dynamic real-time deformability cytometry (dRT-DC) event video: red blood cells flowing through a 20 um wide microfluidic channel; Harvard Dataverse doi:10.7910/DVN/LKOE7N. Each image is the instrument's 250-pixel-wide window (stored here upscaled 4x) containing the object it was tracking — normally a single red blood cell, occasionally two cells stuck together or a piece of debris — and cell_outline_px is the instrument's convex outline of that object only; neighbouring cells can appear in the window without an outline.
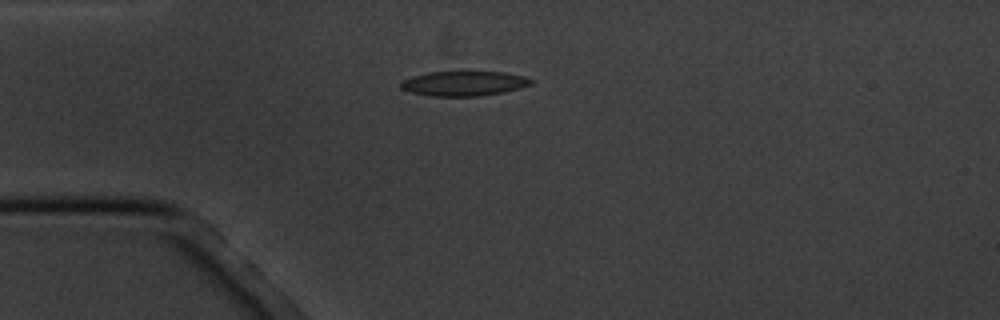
{"species": "common noctule bat (a hibernating species)", "species_latin": "Nyctalus noctula", "temperature_condition": "cold", "stored_images_in_passage": 13, "camera_frame_rate_fps": 3000, "um_per_image_px": 0.085, "animal": {"sex": "male", "body_mass_g": 20.1, "forearm_length_mm": 53.5}, "frame": {"image": 1, "passage_image": 1, "time_ms": 0.0, "image_size_px": [1000, 320], "cell_outline_px": [[532, 84], [504, 92], [476, 96], [432, 96], [412, 92], [400, 88], [400, 80], [412, 76], [428, 72], [504, 72], [524, 76], [532, 80]], "centroid_in_image_um": [39.39, 7.09], "position_along_channel_um": 45.6, "area_um2": 18.67}}
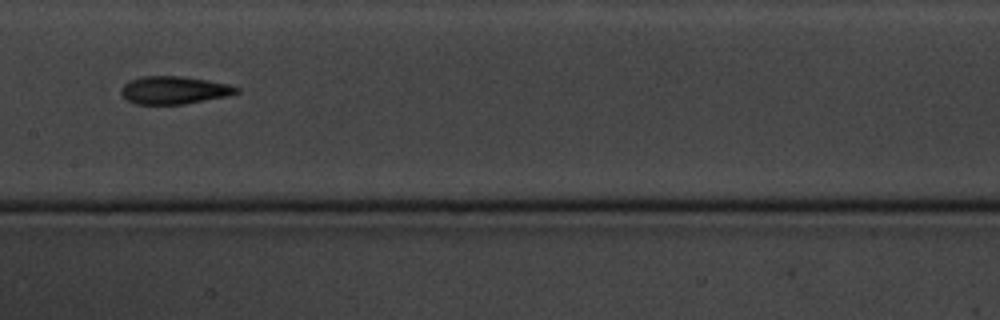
{"frame": {"image": 2, "passage_image": 5, "time_ms": 4.667, "image_size_px": [1000, 320], "cell_outline_px": [[240, 92], [228, 96], [184, 104], [132, 104], [120, 92], [120, 88], [128, 80], [140, 76], [180, 76], [228, 84], [240, 88]], "centroid_in_image_um": [14.77, 7.66], "position_along_channel_um": 192.6, "area_um2": 18.73}}
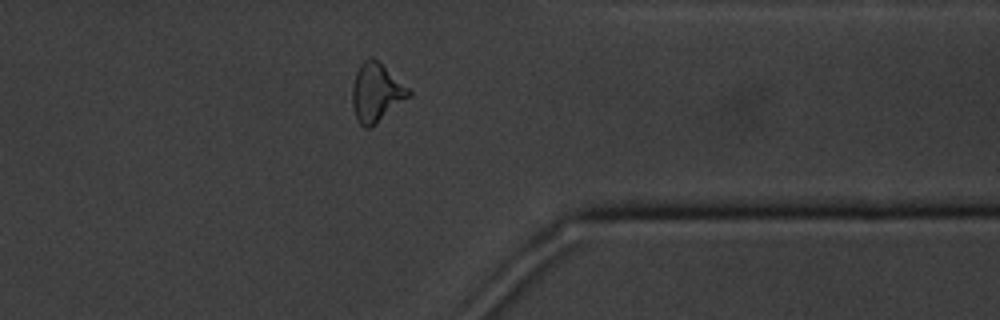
{"frame": {"image": 3, "passage_image": 10, "time_ms": 10.333, "image_size_px": [1000, 320], "cell_outline_px": [[412, 96], [376, 124], [368, 128], [364, 128], [360, 124], [356, 116], [352, 104], [352, 88], [356, 72], [360, 64], [364, 60], [372, 56], [408, 88], [412, 92]], "centroid_in_image_um": [31.99, 7.89], "position_along_channel_um": 379.4, "area_um2": 19.13}, "authors_computed_cell_mechanics": {"area_um2": 18.7272, "velocity_mm_per_s": 3.4541, "shape_relaxation_time_tau1_ms": 4.1511, "shape_relaxation_time_tau2_ms": 3.4632, "deformation_change_tau1": 0.1295, "deformation_change_tau2": 0.1306}}